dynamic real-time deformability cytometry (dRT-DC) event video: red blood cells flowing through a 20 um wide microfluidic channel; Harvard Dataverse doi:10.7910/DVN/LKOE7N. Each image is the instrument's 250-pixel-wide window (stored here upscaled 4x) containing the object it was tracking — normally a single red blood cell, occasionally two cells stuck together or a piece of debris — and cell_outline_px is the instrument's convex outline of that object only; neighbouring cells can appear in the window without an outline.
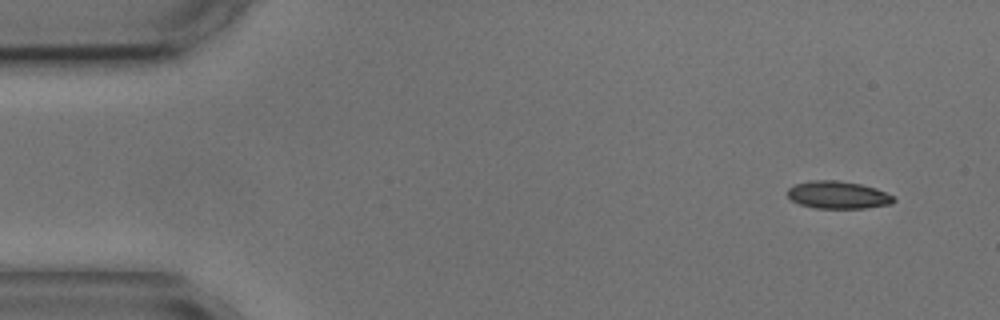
{"species": "common noctule bat (a hibernating species)", "species_latin": "Nyctalus noctula", "temperature_condition": "cold", "stored_images_in_passage": 4, "camera_frame_rate_fps": 3000, "um_per_image_px": 0.085, "animal": {"sex": "male", "body_mass_g": 17.9, "forearm_length_mm": 54.2}, "frame": {"image": 1, "passage_image": 1, "time_ms": 0.0, "image_size_px": [1000, 320], "cell_outline_px": [[896, 200], [892, 204], [864, 208], [816, 208], [800, 204], [792, 200], [788, 196], [788, 188], [796, 184], [812, 180], [836, 180], [860, 184], [876, 188], [892, 196]], "centroid_in_image_um": [71.23, 16.57], "position_along_channel_um": 13.8, "area_um2": 16.88}}
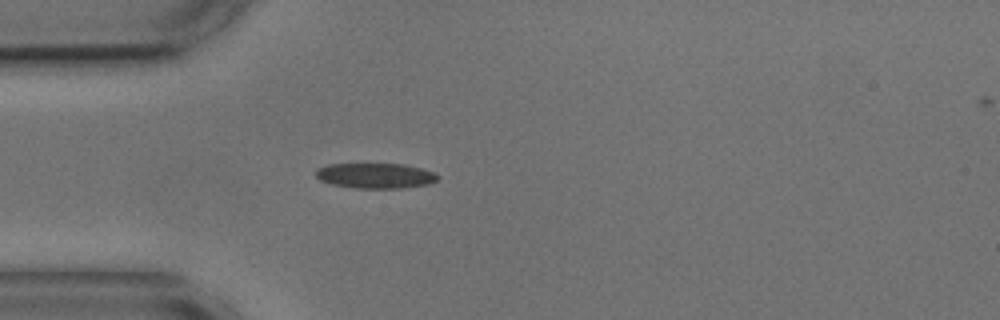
{"frame": {"image": 2, "passage_image": 4, "time_ms": 3.667, "image_size_px": [1000, 320], "cell_outline_px": [[440, 176], [436, 180], [428, 184], [400, 188], [356, 188], [332, 184], [320, 180], [316, 176], [316, 168], [328, 164], [404, 164], [420, 168], [432, 172]], "centroid_in_image_um": [31.88, 14.93], "position_along_channel_um": 53.1, "area_um2": 17.8}}